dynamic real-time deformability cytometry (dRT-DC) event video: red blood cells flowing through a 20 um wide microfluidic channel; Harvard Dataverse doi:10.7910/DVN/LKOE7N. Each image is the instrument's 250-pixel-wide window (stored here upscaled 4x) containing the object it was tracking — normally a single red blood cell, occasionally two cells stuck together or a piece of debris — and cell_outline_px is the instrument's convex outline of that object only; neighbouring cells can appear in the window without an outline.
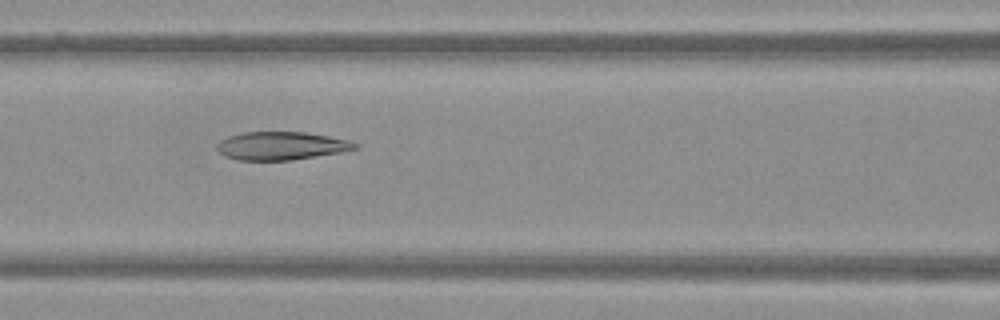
{"species": "Egyptian fruit bat (a non-hibernating species)", "species_latin": "Rousettus aegyptiacus", "temperature_condition": "warm", "stored_images_in_passage": 39, "camera_frame_rate_fps": 3000, "um_per_image_px": 0.085, "frame": {"image": 1, "passage_image": 11, "time_ms": 3.333, "image_size_px": [1000, 320], "cell_outline_px": [[360, 148], [340, 152], [292, 160], [236, 160], [224, 156], [216, 148], [216, 144], [220, 140], [228, 136], [244, 132], [304, 132], [328, 136], [348, 140], [360, 144]], "centroid_in_image_um": [23.9, 12.39], "position_along_channel_um": 142.7, "area_um2": 22.72}}
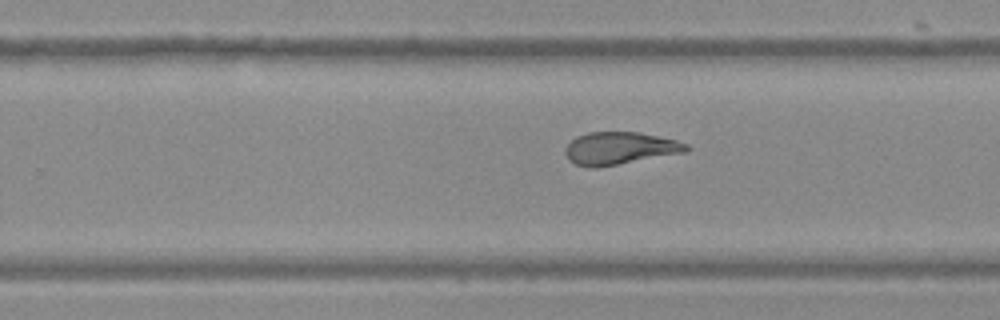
{"frame": {"image": 2, "passage_image": 21, "time_ms": 6.667, "image_size_px": [1000, 320], "cell_outline_px": [[688, 152], [596, 168], [576, 164], [568, 160], [564, 152], [564, 148], [576, 136], [588, 132], [640, 132], [676, 140], [688, 144]], "centroid_in_image_um": [52.67, 12.6], "position_along_channel_um": 277.1, "area_um2": 23.0}}
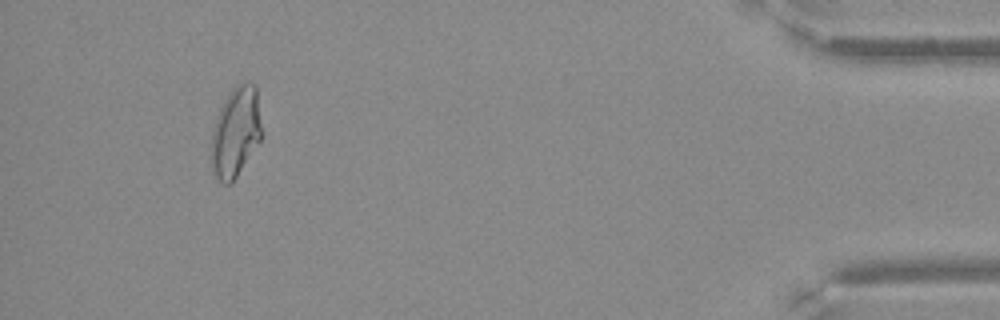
{"frame": {"image": 3, "passage_image": 36, "time_ms": 11.667, "image_size_px": [1000, 320], "cell_outline_px": [[264, 136], [232, 184], [224, 184], [212, 172], [208, 156], [212, 132], [220, 108], [228, 92], [232, 88], [248, 80], [256, 84]], "centroid_in_image_um": [20.04, 11.24], "position_along_channel_um": 415.2, "area_um2": 27.51}}